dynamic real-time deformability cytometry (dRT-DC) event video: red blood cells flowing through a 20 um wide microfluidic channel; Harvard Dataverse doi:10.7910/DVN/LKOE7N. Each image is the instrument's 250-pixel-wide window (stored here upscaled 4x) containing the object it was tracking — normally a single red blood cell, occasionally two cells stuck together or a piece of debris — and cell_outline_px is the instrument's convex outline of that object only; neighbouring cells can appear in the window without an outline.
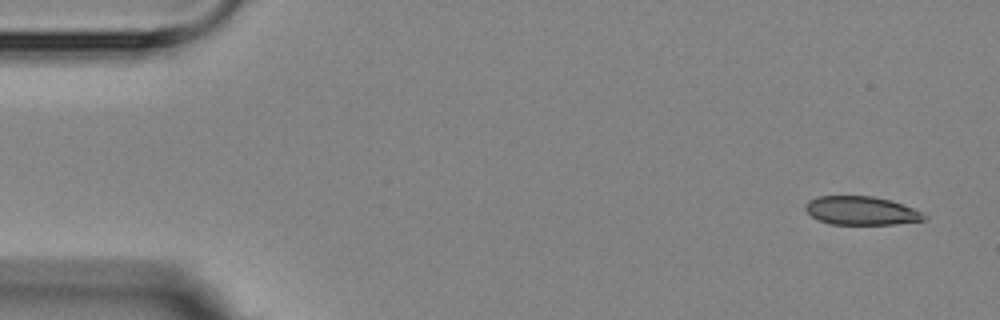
{"species": "Egyptian fruit bat (a non-hibernating species)", "species_latin": "Rousettus aegyptiacus", "temperature_condition": "room temperature", "stored_images_in_passage": 5, "camera_frame_rate_fps": 3000, "um_per_image_px": 0.085, "animal": {"sex": "female"}, "frame": {"image": 1, "passage_image": 1, "time_ms": 0.0, "image_size_px": [1000, 320], "cell_outline_px": [[928, 216], [924, 220], [892, 224], [828, 224], [816, 220], [804, 208], [804, 204], [808, 200], [816, 196], [872, 196], [888, 200], [924, 212]], "centroid_in_image_um": [73.15, 17.91], "position_along_channel_um": 11.8, "area_um2": 19.77}}
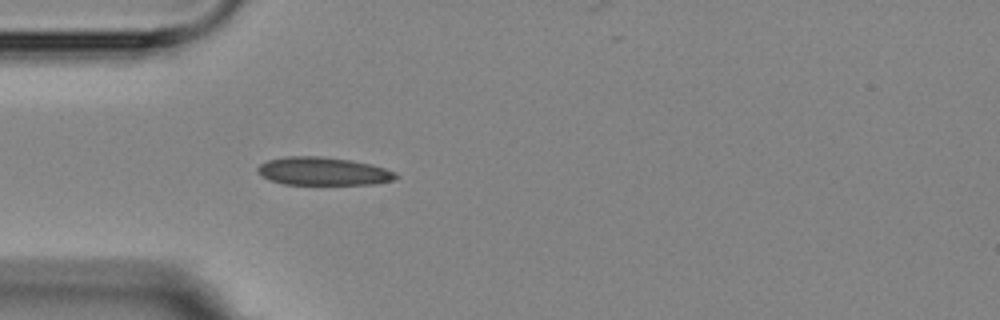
{"frame": {"image": 2, "passage_image": 5, "time_ms": 4.333, "image_size_px": [1000, 320], "cell_outline_px": [[400, 176], [396, 180], [372, 184], [284, 184], [268, 180], [256, 172], [256, 168], [260, 164], [268, 160], [288, 156], [320, 156], [348, 160], [372, 164], [396, 172]], "centroid_in_image_um": [27.47, 14.56], "position_along_channel_um": 57.5, "area_um2": 22.72}}